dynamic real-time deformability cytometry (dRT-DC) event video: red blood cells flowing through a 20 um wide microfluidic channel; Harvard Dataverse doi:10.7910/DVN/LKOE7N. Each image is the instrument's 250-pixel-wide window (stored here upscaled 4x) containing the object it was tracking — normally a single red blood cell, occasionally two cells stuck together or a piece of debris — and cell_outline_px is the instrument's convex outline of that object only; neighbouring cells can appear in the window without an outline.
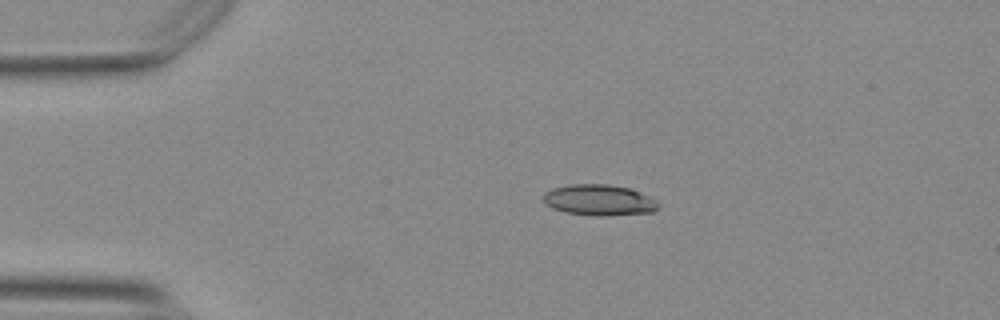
{"species": "Egyptian fruit bat (a non-hibernating species)", "species_latin": "Rousettus aegyptiacus", "temperature_condition": "warm", "stored_images_in_passage": 44, "camera_frame_rate_fps": 3000, "um_per_image_px": 0.085, "animal": {"sex": "female"}, "frame": {"image": 1, "passage_image": 1, "time_ms": 0.0, "image_size_px": [1000, 320], "cell_outline_px": [[660, 204], [652, 212], [608, 216], [596, 216], [568, 212], [552, 208], [544, 204], [544, 192], [552, 188], [572, 184], [608, 184], [628, 188], [648, 196], [656, 200]], "centroid_in_image_um": [50.91, 17.01], "position_along_channel_um": 34.1, "area_um2": 20.63}}
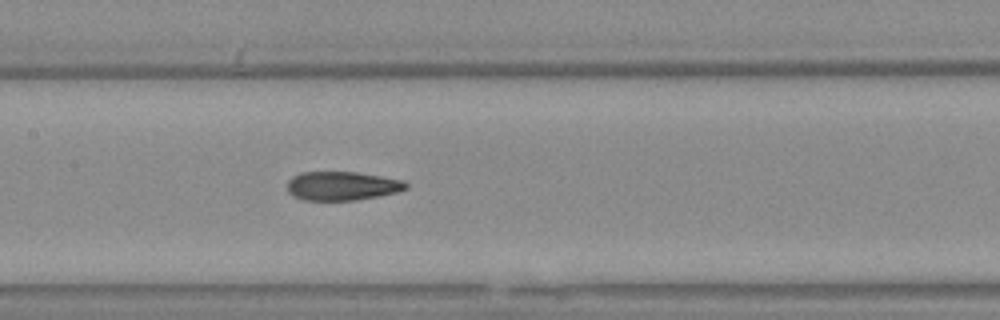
{"frame": {"image": 2, "passage_image": 16, "time_ms": 5.0, "image_size_px": [1000, 320], "cell_outline_px": [[408, 188], [396, 192], [376, 196], [352, 200], [304, 200], [292, 196], [288, 192], [288, 180], [292, 176], [300, 172], [356, 172], [404, 180], [408, 184]], "centroid_in_image_um": [29.05, 15.79], "position_along_channel_um": 178.4, "area_um2": 19.88}}
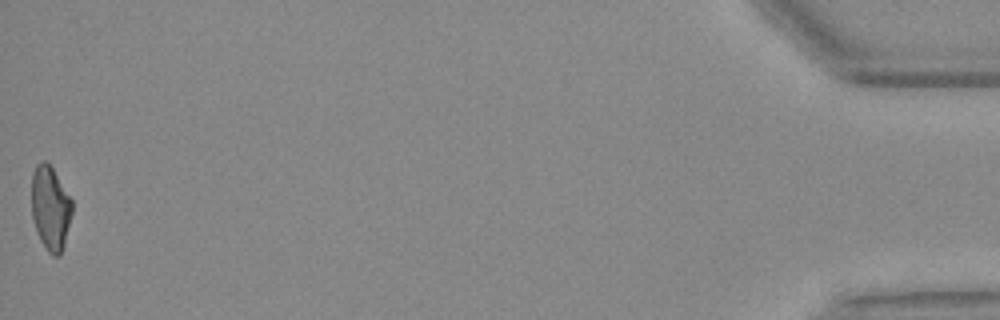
{"frame": {"image": 3, "passage_image": 44, "time_ms": 14.333, "image_size_px": [1000, 320], "cell_outline_px": [[72, 212], [64, 244], [60, 256], [52, 256], [48, 252], [40, 240], [36, 232], [32, 216], [32, 172], [36, 164], [40, 160], [44, 160], [52, 168], [72, 200]], "centroid_in_image_um": [4.27, 17.69], "position_along_channel_um": 430.9, "area_um2": 19.83}, "authors_computed_cell_mechanics": {"area_um2": 20.519, "velocity_mm_per_s": 3.7642, "shape_relaxation_time_tau1_ms": null, "shape_relaxation_time_tau2_ms": 2.2056, "deformation_change_tau1": null, "deformation_change_tau2": 0.1027}}